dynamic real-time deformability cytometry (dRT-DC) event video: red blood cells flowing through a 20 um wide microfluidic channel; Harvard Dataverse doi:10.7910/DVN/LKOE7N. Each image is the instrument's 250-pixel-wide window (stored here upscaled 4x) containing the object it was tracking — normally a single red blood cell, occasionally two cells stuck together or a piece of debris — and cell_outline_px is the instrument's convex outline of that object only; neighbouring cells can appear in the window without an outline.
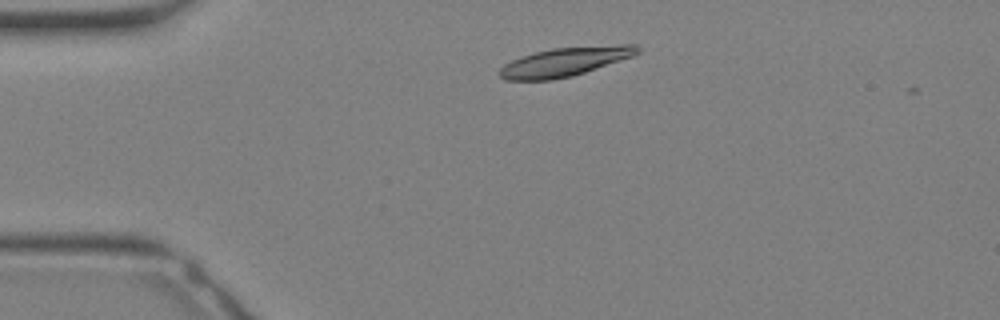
{"species": "Egyptian fruit bat (a non-hibernating species)", "species_latin": "Rousettus aegyptiacus", "temperature_condition": "warm", "stored_images_in_passage": 4, "camera_frame_rate_fps": 3000, "um_per_image_px": 0.085, "animal": {"sex": "female"}, "frame": {"image": 1, "passage_image": 2, "time_ms": 0.333, "image_size_px": [1000, 320], "cell_outline_px": [[640, 52], [632, 56], [572, 76], [552, 80], [504, 80], [496, 72], [504, 64], [512, 60], [536, 52], [552, 48], [620, 44], [636, 44], [640, 48]], "centroid_in_image_um": [48.0, 5.25], "position_along_channel_um": 37.0, "area_um2": 23.12}}